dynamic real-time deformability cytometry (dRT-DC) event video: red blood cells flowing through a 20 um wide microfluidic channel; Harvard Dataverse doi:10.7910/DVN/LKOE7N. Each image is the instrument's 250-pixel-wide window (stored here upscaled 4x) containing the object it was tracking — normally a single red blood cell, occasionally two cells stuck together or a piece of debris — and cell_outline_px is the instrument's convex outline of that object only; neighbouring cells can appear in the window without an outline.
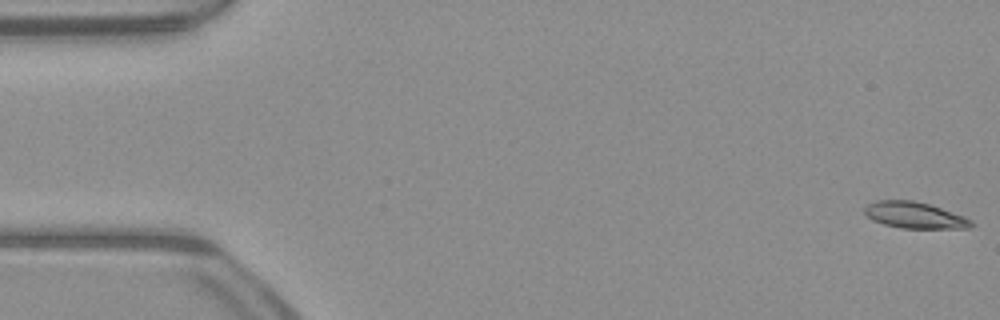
{"species": "common noctule bat (a hibernating species)", "species_latin": "Nyctalus noctula", "temperature_condition": "warm", "stored_images_in_passage": 52, "camera_frame_rate_fps": 3000, "um_per_image_px": 0.085, "animal": {"sex": "male", "body_mass_g": 23.1, "forearm_length_mm": 52.7}, "frame": {"image": 1, "passage_image": 1, "time_ms": 0.0, "image_size_px": [1000, 320], "cell_outline_px": [[976, 224], [968, 228], [900, 228], [884, 224], [872, 220], [864, 212], [864, 208], [868, 204], [876, 200], [912, 200], [928, 204], [964, 216], [972, 220]], "centroid_in_image_um": [77.74, 18.29], "position_along_channel_um": 7.3, "area_um2": 16.3}}
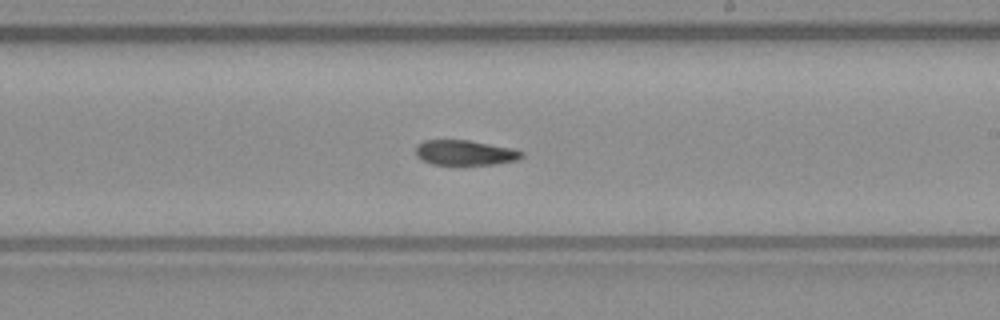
{"frame": {"image": 2, "passage_image": 30, "time_ms": 9.667, "image_size_px": [1000, 320], "cell_outline_px": [[524, 156], [516, 160], [492, 164], [432, 164], [416, 156], [416, 144], [424, 140], [468, 140], [512, 148], [524, 152]], "centroid_in_image_um": [39.51, 12.96], "position_along_channel_um": 249.5, "area_um2": 15.32}}
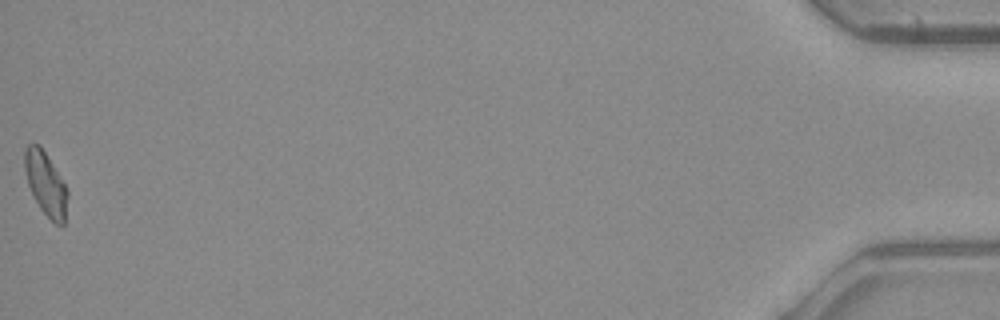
{"frame": {"image": 3, "passage_image": 52, "time_ms": 17.0, "image_size_px": [1000, 320], "cell_outline_px": [[68, 196], [64, 224], [56, 224], [40, 208], [28, 184], [24, 168], [24, 148], [28, 144], [40, 144], [64, 184], [68, 192]], "centroid_in_image_um": [3.87, 15.59], "position_along_channel_um": 431.3, "area_um2": 15.49}}